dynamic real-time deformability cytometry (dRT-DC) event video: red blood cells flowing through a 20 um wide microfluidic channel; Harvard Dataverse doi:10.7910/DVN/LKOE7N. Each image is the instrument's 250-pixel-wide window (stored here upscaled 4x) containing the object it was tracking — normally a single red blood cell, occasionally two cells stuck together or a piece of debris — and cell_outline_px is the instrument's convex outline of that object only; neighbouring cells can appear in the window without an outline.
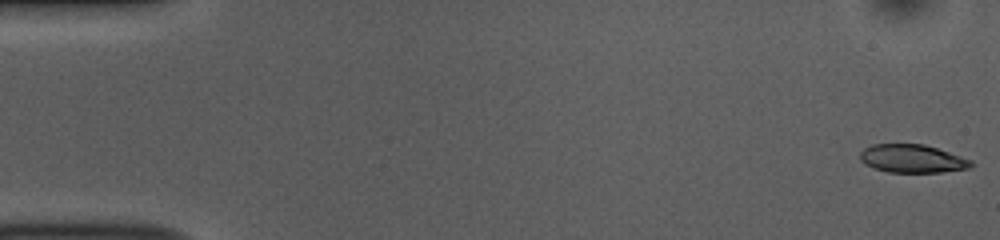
{"species": "common noctule bat (a hibernating species)", "species_latin": "Nyctalus noctula", "temperature_condition": "room temperature", "stored_images_in_passage": 44, "camera_frame_rate_fps": 3000, "um_per_image_px": 0.085, "animal": {"sex": "female", "body_mass_g": 10.0, "forearm_length_mm": 53.1}, "frame": {"image": 1, "passage_image": 1, "time_ms": 0.0, "image_size_px": [1000, 240], "cell_outline_px": [[972, 164], [968, 168], [940, 172], [888, 172], [872, 168], [864, 164], [860, 160], [860, 152], [864, 148], [872, 144], [924, 144], [972, 160]], "centroid_in_image_um": [77.48, 13.48], "position_along_channel_um": 7.5, "area_um2": 18.15}}
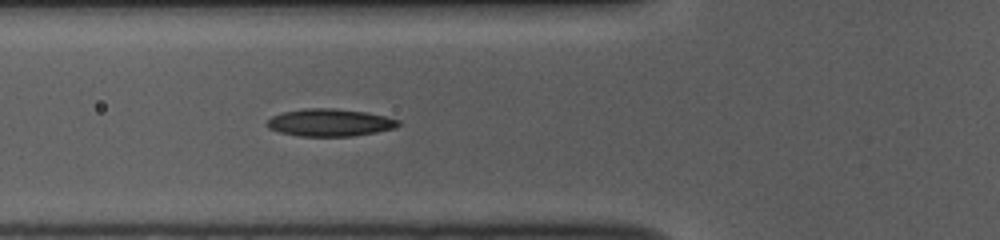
{"frame": {"image": 2, "passage_image": 19, "time_ms": 6.0, "image_size_px": [1000, 240], "cell_outline_px": [[400, 124], [396, 128], [376, 132], [352, 136], [300, 136], [280, 132], [268, 128], [264, 124], [272, 116], [284, 112], [304, 108], [336, 108], [368, 112], [400, 120]], "centroid_in_image_um": [28.04, 10.41], "position_along_channel_um": 97.8, "area_um2": 21.1}}
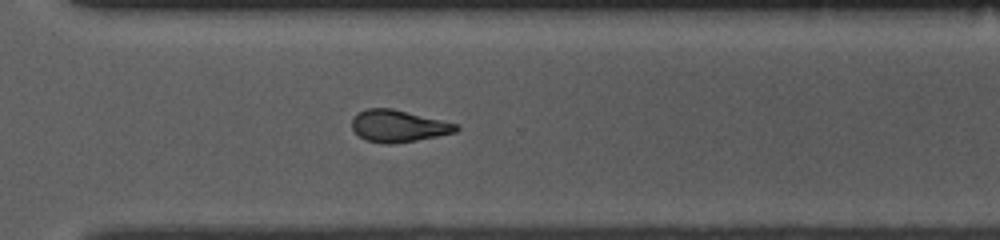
{"frame": {"image": 3, "passage_image": 38, "time_ms": 12.333, "image_size_px": [1000, 240], "cell_outline_px": [[460, 128], [456, 132], [416, 140], [388, 144], [384, 144], [364, 140], [352, 128], [352, 120], [360, 112], [368, 108], [392, 108], [460, 124]], "centroid_in_image_um": [33.89, 10.71], "position_along_channel_um": 336.7, "area_um2": 19.31}}